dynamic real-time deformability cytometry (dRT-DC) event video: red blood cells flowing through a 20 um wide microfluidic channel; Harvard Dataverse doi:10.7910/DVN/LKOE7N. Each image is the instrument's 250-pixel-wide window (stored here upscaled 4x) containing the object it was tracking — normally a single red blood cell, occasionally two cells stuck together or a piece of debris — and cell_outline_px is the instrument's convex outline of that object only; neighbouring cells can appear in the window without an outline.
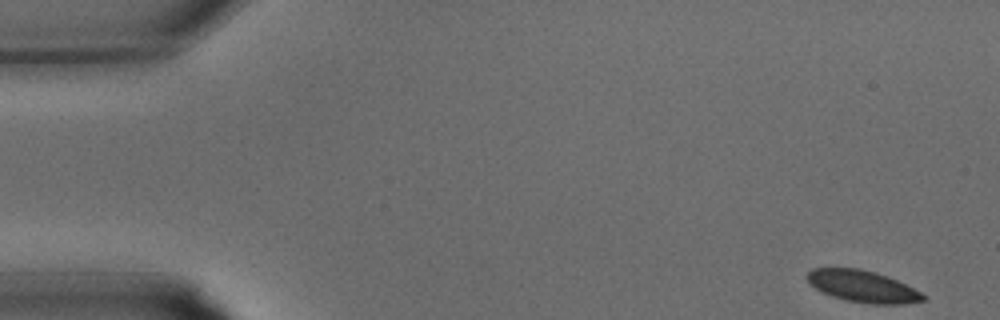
{"species": "common noctule bat (a hibernating species)", "species_latin": "Nyctalus noctula", "temperature_condition": "warm", "stored_images_in_passage": 32, "camera_frame_rate_fps": 3000, "um_per_image_px": 0.085, "animal": {"sex": "male", "body_mass_g": 15.6}, "frame": {"image": 1, "passage_image": 1, "time_ms": 0.0, "image_size_px": [1000, 320], "cell_outline_px": [[928, 300], [904, 304], [868, 304], [844, 300], [820, 292], [808, 280], [808, 272], [812, 268], [860, 268], [876, 272], [888, 276], [928, 296]], "centroid_in_image_um": [73.36, 24.35], "position_along_channel_um": 11.6, "area_um2": 21.56}}
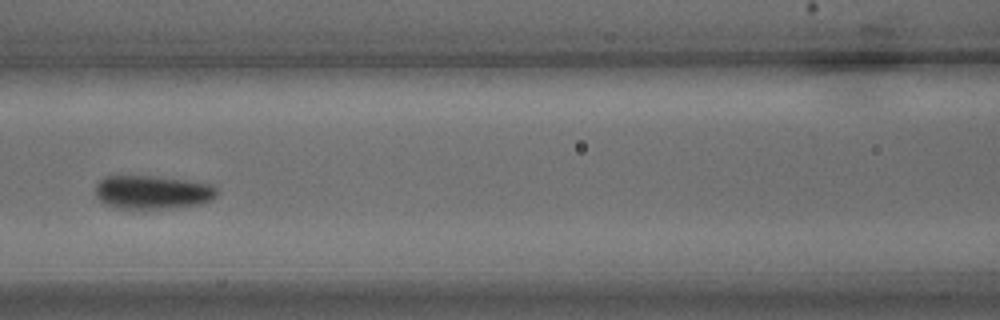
{"frame": {"image": 2, "passage_image": 14, "time_ms": 4.333, "image_size_px": [1000, 320], "cell_outline_px": [[216, 196], [212, 200], [200, 204], [168, 208], [112, 208], [104, 204], [96, 196], [96, 184], [104, 176], [152, 176], [208, 184], [216, 188]], "centroid_in_image_um": [12.9, 16.35], "position_along_channel_um": 153.7, "area_um2": 23.47}}
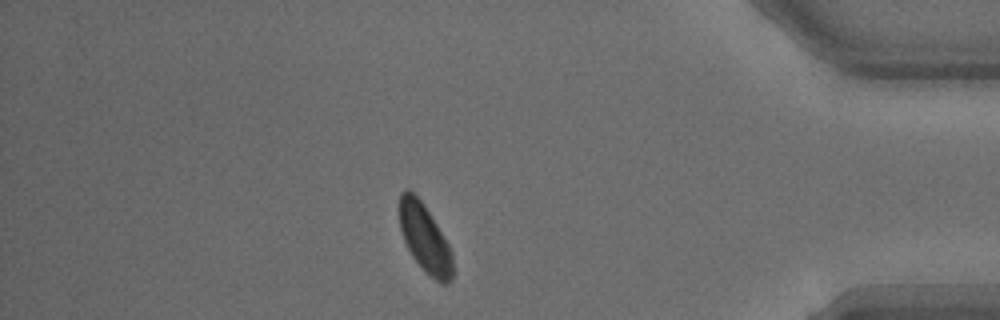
{"frame": {"image": 3, "passage_image": 28, "time_ms": 9.0, "image_size_px": [1000, 320], "cell_outline_px": [[452, 280], [448, 284], [440, 284], [428, 276], [424, 272], [412, 256], [404, 240], [400, 228], [400, 192], [404, 188], [408, 188], [424, 204], [448, 244], [452, 252]], "centroid_in_image_um": [36.11, 20.29], "position_along_channel_um": 399.1, "area_um2": 21.15}}